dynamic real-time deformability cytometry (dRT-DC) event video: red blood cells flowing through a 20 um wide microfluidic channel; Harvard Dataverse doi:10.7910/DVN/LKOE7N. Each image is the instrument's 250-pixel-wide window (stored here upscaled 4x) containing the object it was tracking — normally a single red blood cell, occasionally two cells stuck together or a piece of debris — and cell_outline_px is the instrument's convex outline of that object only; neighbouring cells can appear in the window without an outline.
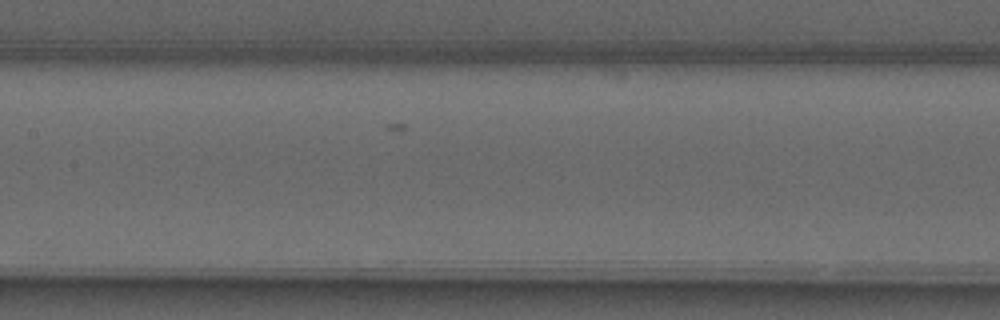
{"species": "common noctule bat (a hibernating species)", "species_latin": "Nyctalus noctula", "temperature_condition": "warm", "stored_images_in_passage": 8, "segment_of_instrument_passage": [2, 2], "camera_frame_rate_fps": 3000, "um_per_image_px": 0.085, "animal": {"sex": "male", "forearm_length_mm": 52.5}, "frame": {"image": 1, "passage_image": 7, "time_ms": 7.667, "image_size_px": [1000, 320], "cell_outline_px": [[812, 252], [788, 260], [676, 260], [664, 252], [664, 248], [708, 244], [712, 244], [812, 248]], "centroid_in_image_um": [62.47, 21.47], "position_along_channel_um": 144.9, "area_um2": 13.99}}